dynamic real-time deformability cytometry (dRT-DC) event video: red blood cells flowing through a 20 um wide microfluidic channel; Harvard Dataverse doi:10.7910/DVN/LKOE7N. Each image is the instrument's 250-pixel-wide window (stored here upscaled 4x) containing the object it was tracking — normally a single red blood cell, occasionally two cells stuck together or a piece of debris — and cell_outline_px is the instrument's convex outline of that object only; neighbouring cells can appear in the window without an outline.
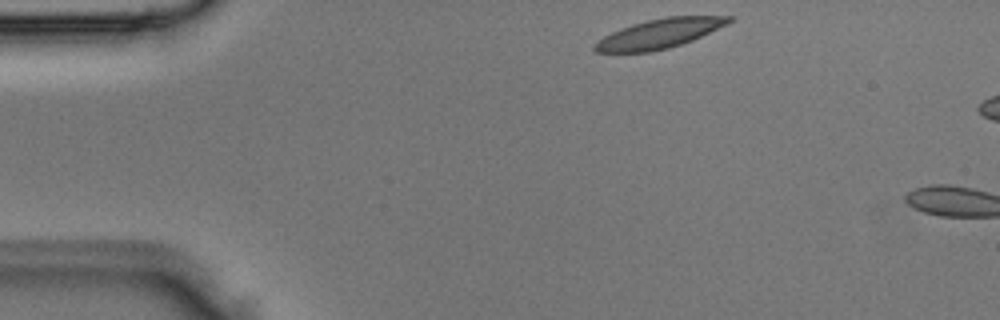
{"species": "Egyptian fruit bat (a non-hibernating species)", "species_latin": "Rousettus aegyptiacus", "temperature_condition": "room temperature", "stored_images_in_passage": 2, "camera_frame_rate_fps": 3000, "um_per_image_px": 0.085, "animal": {"sex": "male"}, "frame": {"image": 1, "passage_image": 1, "time_ms": 0.0, "image_size_px": [1000, 320], "cell_outline_px": [[736, 16], [728, 24], [692, 40], [668, 48], [652, 52], [596, 52], [592, 48], [604, 36], [612, 32], [632, 24], [648, 20], [668, 16]], "centroid_in_image_um": [56.08, 2.85], "position_along_channel_um": 28.9, "area_um2": 22.72}}